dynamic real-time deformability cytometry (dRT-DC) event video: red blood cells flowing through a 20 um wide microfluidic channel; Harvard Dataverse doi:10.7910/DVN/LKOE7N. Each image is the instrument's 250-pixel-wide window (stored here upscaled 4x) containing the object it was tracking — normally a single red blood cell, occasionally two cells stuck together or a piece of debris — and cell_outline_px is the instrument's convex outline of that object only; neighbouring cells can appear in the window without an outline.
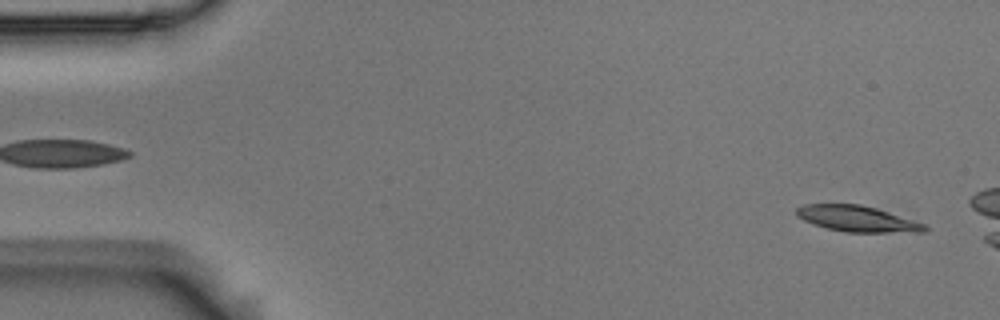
{"species": "Egyptian fruit bat (a non-hibernating species)", "species_latin": "Rousettus aegyptiacus", "temperature_condition": "room temperature", "stored_images_in_passage": 5, "segment_of_instrument_passage": [2, 2], "camera_frame_rate_fps": 3000, "um_per_image_px": 0.085, "animal": {"sex": "male"}, "frame": {"image": 1, "passage_image": 5, "time_ms": 1.333, "image_size_px": [1000, 320], "cell_outline_px": [[928, 232], [844, 232], [828, 228], [804, 220], [796, 216], [796, 208], [804, 204], [860, 204], [876, 208], [928, 224]], "centroid_in_image_um": [72.93, 18.59], "position_along_channel_um": 12.1, "area_um2": 19.42}}